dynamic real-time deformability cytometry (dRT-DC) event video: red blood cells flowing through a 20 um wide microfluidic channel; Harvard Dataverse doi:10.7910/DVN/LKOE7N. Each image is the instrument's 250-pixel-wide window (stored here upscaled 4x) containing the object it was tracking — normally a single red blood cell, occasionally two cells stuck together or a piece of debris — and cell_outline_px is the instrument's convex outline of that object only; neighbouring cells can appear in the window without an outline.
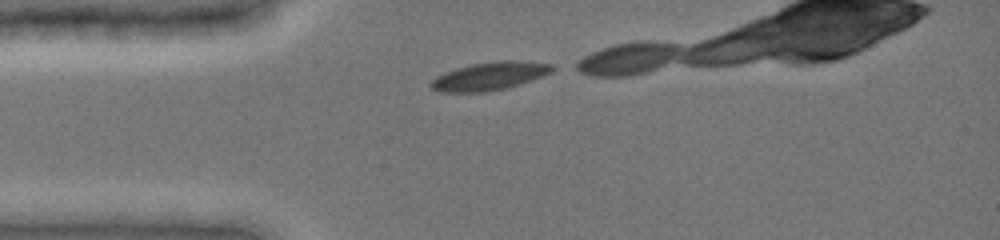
{"species": "common noctule bat (a hibernating species)", "species_latin": "Nyctalus noctula", "temperature_condition": "cold", "stored_images_in_passage": 3, "camera_frame_rate_fps": 3000, "um_per_image_px": 0.085, "animal": {"sex": "female", "body_mass_g": 19.0, "forearm_length_mm": 51.5}, "frame": {"image": 1, "passage_image": 1, "time_ms": 0.0, "image_size_px": [1000, 240], "cell_outline_px": [[560, 68], [552, 72], [520, 84], [488, 92], [440, 92], [432, 88], [428, 84], [436, 76], [444, 72], [456, 68], [472, 64], [496, 60], [516, 60], [552, 64]], "centroid_in_image_um": [41.64, 6.46], "position_along_channel_um": 43.4, "area_um2": 20.06}}